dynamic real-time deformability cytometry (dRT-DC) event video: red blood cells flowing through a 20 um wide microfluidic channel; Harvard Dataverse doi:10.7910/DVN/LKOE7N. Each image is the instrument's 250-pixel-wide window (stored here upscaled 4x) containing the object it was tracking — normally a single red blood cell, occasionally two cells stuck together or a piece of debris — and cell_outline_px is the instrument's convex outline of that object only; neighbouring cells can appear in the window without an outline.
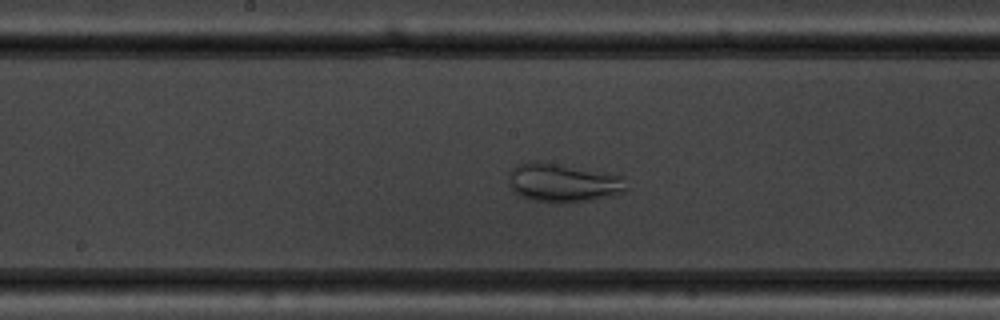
{"species": "common noctule bat (a hibernating species)", "species_latin": "Nyctalus noctula", "temperature_condition": "warm", "stored_images_in_passage": 51, "camera_frame_rate_fps": 3000, "um_per_image_px": 0.085, "animal": {"sex": "male", "body_mass_g": 19.5, "forearm_length_mm": 54.6}, "frame": {"image": 1, "passage_image": 25, "time_ms": 8.0, "image_size_px": [1000, 320], "cell_outline_px": [[628, 188], [624, 192], [592, 200], [564, 204], [560, 204], [532, 200], [520, 196], [508, 184], [508, 180], [512, 168], [516, 164], [528, 160], [536, 160], [624, 176]], "centroid_in_image_um": [47.84, 15.54], "position_along_channel_um": 200.4, "area_um2": 26.88}}
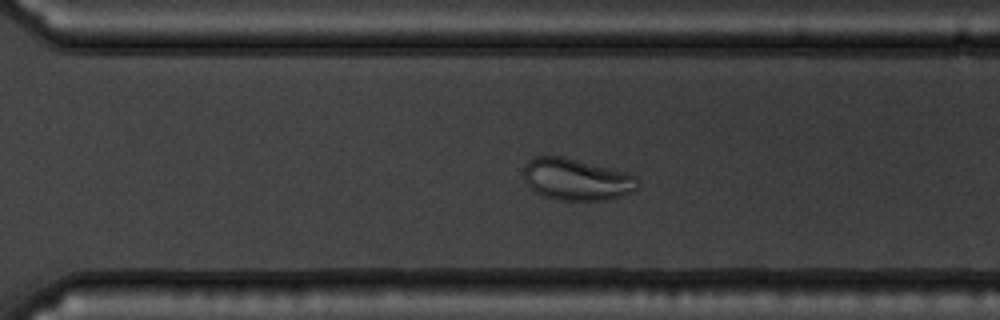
{"frame": {"image": 2, "passage_image": 35, "time_ms": 11.333, "image_size_px": [1000, 320], "cell_outline_px": [[636, 188], [632, 192], [608, 200], [556, 200], [544, 196], [536, 192], [524, 180], [524, 168], [528, 160], [536, 156], [564, 156], [628, 172], [636, 176]], "centroid_in_image_um": [49.0, 15.24], "position_along_channel_um": 321.6, "area_um2": 27.8}}
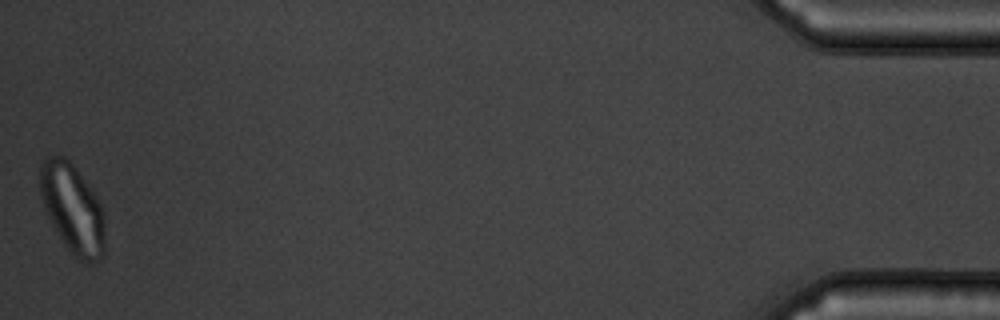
{"frame": {"image": 3, "passage_image": 51, "time_ms": 16.667, "image_size_px": [1000, 320], "cell_outline_px": [[104, 252], [100, 260], [92, 264], [88, 264], [80, 260], [64, 244], [52, 224], [44, 208], [40, 196], [40, 160], [48, 156], [64, 156], [72, 164], [96, 196], [104, 212]], "centroid_in_image_um": [6.16, 17.74], "position_along_channel_um": 429.0, "area_um2": 33.64}}